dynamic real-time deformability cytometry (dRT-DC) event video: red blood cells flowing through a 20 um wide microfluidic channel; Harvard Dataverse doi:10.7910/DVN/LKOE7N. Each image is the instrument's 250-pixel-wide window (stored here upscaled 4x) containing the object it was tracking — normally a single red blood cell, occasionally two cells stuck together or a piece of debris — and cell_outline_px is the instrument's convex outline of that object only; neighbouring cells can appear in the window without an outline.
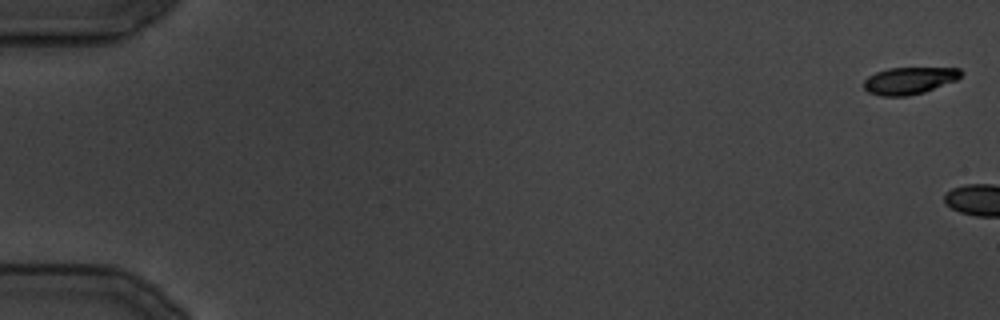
{"species": "common noctule bat (a hibernating species)", "species_latin": "Nyctalus noctula", "temperature_condition": "cold", "stored_images_in_passage": 3, "camera_frame_rate_fps": 3000, "um_per_image_px": 0.085, "animal": {"sex": "male", "body_mass_g": 19.5, "forearm_length_mm": 54.6}, "frame": {"image": 1, "passage_image": 1, "time_ms": 0.0, "image_size_px": [1000, 320], "cell_outline_px": [[964, 72], [956, 80], [924, 92], [908, 96], [880, 96], [868, 92], [864, 88], [864, 80], [868, 76], [876, 72], [888, 68], [960, 68]], "centroid_in_image_um": [77.28, 6.85], "position_along_channel_um": 7.7, "area_um2": 15.32}}